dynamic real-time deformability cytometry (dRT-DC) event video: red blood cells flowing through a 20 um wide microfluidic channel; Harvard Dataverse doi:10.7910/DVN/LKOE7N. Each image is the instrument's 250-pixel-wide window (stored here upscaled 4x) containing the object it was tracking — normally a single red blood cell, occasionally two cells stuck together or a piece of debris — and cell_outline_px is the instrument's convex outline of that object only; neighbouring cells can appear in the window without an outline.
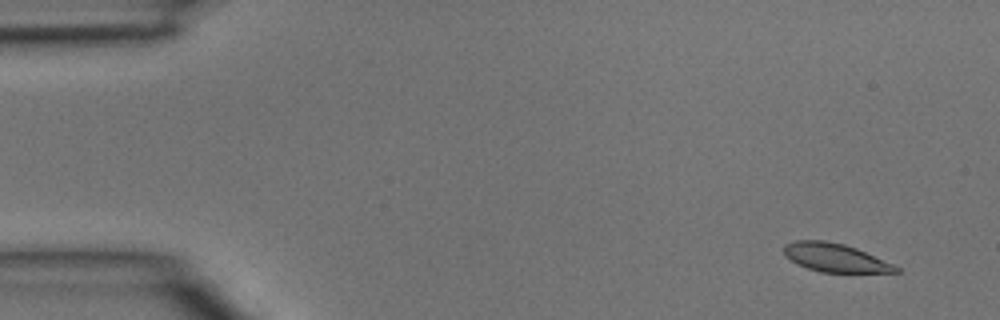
{"species": "common noctule bat (a hibernating species)", "species_latin": "Nyctalus noctula", "temperature_condition": "room temperature", "stored_images_in_passage": 3, "camera_frame_rate_fps": 3000, "um_per_image_px": 0.085, "animal": {"sex": "male", "body_mass_g": 15.6}, "frame": {"image": 1, "passage_image": 1, "time_ms": 0.0, "image_size_px": [1000, 320], "cell_outline_px": [[900, 272], [820, 272], [796, 264], [784, 256], [784, 244], [796, 240], [824, 240], [844, 244], [856, 248], [892, 264], [900, 268]], "centroid_in_image_um": [70.93, 21.89], "position_along_channel_um": 14.1, "area_um2": 18.44}}
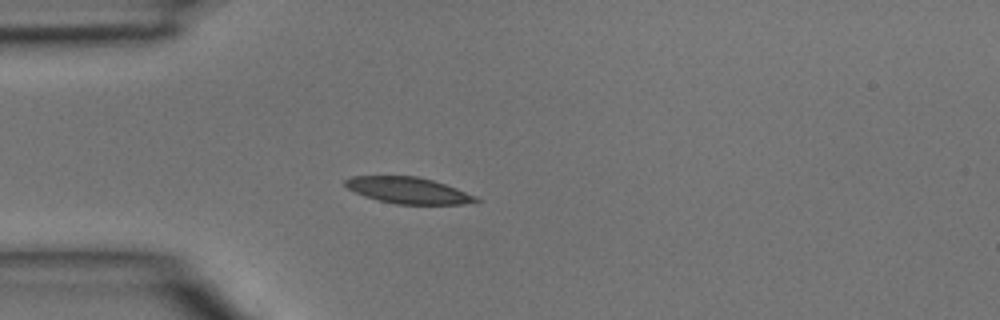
{"frame": {"image": 2, "passage_image": 3, "time_ms": 0.667, "image_size_px": [1000, 320], "cell_outline_px": [[480, 200], [464, 204], [396, 204], [364, 196], [348, 188], [344, 184], [344, 180], [352, 176], [416, 176], [432, 180], [456, 188], [476, 196]], "centroid_in_image_um": [34.68, 16.18], "position_along_channel_um": 50.3, "area_um2": 19.77}}